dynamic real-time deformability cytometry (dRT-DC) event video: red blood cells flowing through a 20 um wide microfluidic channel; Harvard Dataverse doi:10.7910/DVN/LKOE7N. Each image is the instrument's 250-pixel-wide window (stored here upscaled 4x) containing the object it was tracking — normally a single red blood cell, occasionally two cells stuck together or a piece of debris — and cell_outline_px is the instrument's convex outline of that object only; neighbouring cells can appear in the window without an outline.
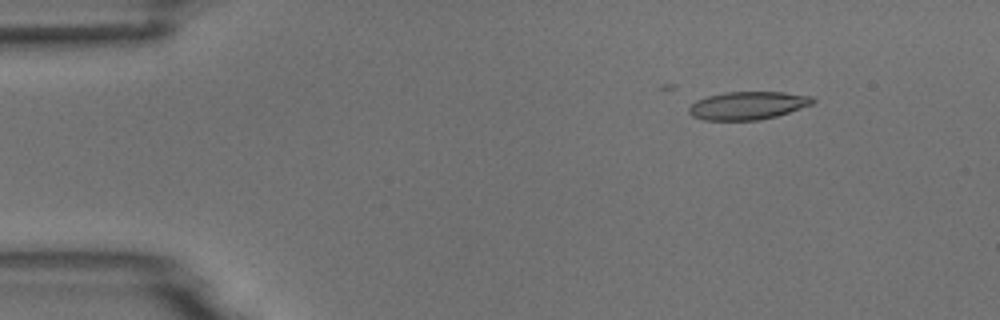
{"species": "common noctule bat (a hibernating species)", "species_latin": "Nyctalus noctula", "temperature_condition": "room temperature", "stored_images_in_passage": 6, "camera_frame_rate_fps": 3000, "um_per_image_px": 0.085, "animal": {"sex": "male", "body_mass_g": 18.8}, "frame": {"image": 1, "passage_image": 2, "time_ms": 2.0, "image_size_px": [1000, 320], "cell_outline_px": [[816, 100], [812, 104], [776, 116], [760, 120], [704, 120], [692, 116], [688, 112], [688, 108], [696, 100], [708, 96], [724, 92], [784, 92], [812, 96]], "centroid_in_image_um": [63.55, 8.97], "position_along_channel_um": 21.5, "area_um2": 20.17}}